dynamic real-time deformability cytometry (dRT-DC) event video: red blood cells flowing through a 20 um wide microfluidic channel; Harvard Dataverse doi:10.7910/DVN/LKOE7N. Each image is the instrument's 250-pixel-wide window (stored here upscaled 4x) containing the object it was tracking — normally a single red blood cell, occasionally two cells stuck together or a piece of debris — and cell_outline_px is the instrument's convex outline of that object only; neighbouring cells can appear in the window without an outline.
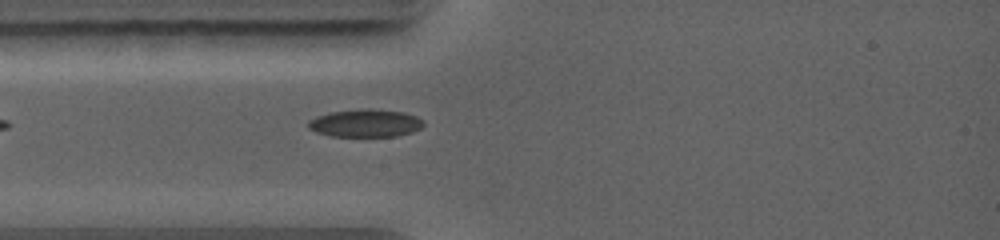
{"species": "common noctule bat (a hibernating species)", "species_latin": "Nyctalus noctula", "temperature_condition": "warm", "stored_images_in_passage": 2, "camera_frame_rate_fps": 5000, "um_per_image_px": 0.085, "animal": {"sex": "female", "body_mass_g": 19.0, "forearm_length_mm": 56.7}, "frame": {"image": 1, "passage_image": 2, "time_ms": 0.8, "image_size_px": [1000, 240], "cell_outline_px": [[424, 124], [420, 128], [412, 132], [396, 136], [328, 136], [316, 132], [308, 128], [308, 120], [316, 116], [328, 112], [404, 112], [416, 116], [424, 120]], "centroid_in_image_um": [31.03, 10.53], "position_along_channel_um": 54.0, "area_um2": 17.69}}